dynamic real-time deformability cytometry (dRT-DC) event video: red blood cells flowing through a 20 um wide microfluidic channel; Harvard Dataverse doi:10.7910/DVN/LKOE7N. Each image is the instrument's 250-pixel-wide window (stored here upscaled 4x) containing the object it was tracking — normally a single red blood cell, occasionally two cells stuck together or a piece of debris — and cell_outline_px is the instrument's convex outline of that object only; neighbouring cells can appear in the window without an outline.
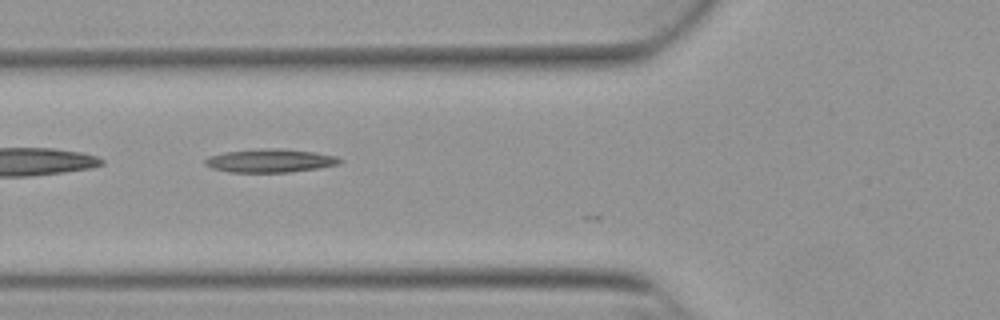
{"species": "Egyptian fruit bat (a non-hibernating species)", "species_latin": "Rousettus aegyptiacus", "temperature_condition": "warm", "stored_images_in_passage": 9, "camera_frame_rate_fps": 3000, "um_per_image_px": 0.085, "animal": {"sex": "female"}, "frame": {"image": 1, "passage_image": 3, "time_ms": 0.667, "image_size_px": [1000, 320], "cell_outline_px": [[344, 160], [340, 164], [320, 168], [288, 172], [228, 172], [212, 168], [204, 164], [204, 160], [208, 156], [224, 152], [260, 148], [284, 148], [312, 152], [336, 156]], "centroid_in_image_um": [22.96, 13.65], "position_along_channel_um": 102.8, "area_um2": 18.55}}
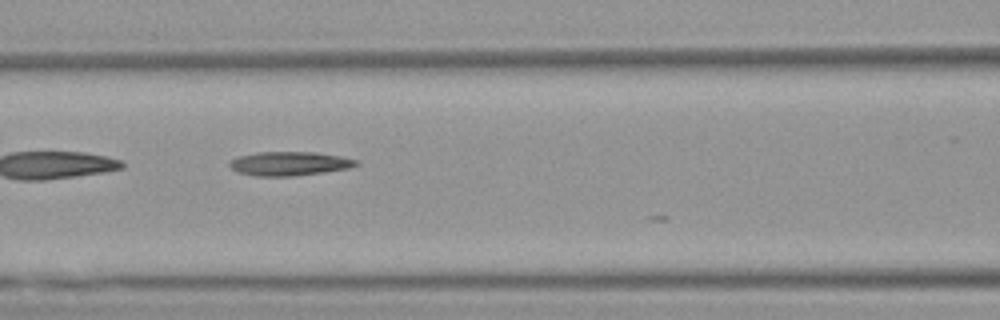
{"frame": {"image": 2, "passage_image": 6, "time_ms": 1.667, "image_size_px": [1000, 320], "cell_outline_px": [[360, 164], [348, 168], [324, 172], [292, 176], [256, 176], [236, 172], [228, 164], [236, 156], [256, 152], [316, 152], [340, 156], [356, 160]], "centroid_in_image_um": [24.56, 13.9], "position_along_channel_um": 142.0, "area_um2": 17.69}}